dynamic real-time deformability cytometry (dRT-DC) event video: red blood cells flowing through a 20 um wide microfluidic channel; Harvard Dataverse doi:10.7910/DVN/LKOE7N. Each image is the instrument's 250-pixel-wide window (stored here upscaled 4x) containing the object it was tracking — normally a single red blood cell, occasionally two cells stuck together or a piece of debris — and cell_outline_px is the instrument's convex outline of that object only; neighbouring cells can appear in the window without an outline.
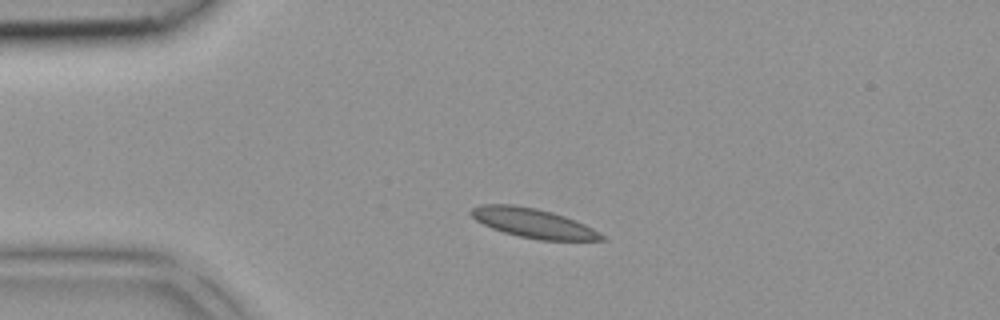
{"species": "common noctule bat (a hibernating species)", "species_latin": "Nyctalus noctula", "temperature_condition": "room temperature", "stored_images_in_passage": 39, "camera_frame_rate_fps": 3000, "um_per_image_px": 0.085, "animal": {"sex": "female", "body_mass_g": 18.4}, "frame": {"image": 1, "passage_image": 6, "time_ms": 1.667, "image_size_px": [1000, 320], "cell_outline_px": [[608, 240], [540, 240], [520, 236], [504, 232], [492, 228], [476, 220], [468, 212], [472, 208], [480, 204], [512, 204], [536, 208], [552, 212], [576, 220], [600, 232]], "centroid_in_image_um": [45.32, 18.95], "position_along_channel_um": 39.7, "area_um2": 22.25}}
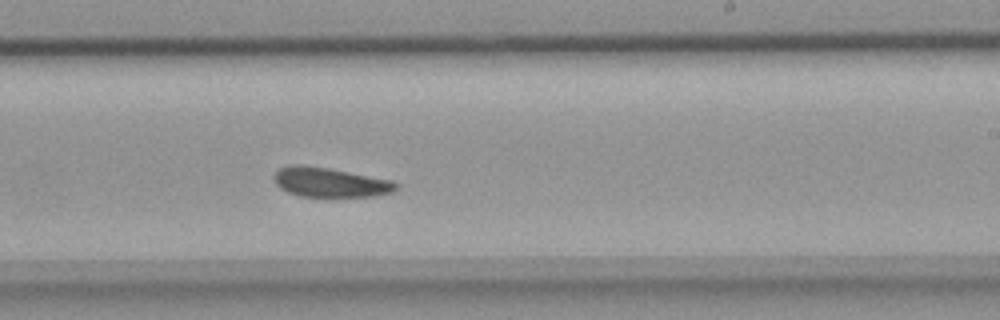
{"frame": {"image": 2, "passage_image": 22, "time_ms": 7.0, "image_size_px": [1000, 320], "cell_outline_px": [[396, 188], [392, 192], [372, 196], [300, 196], [288, 192], [280, 188], [276, 184], [272, 176], [280, 168], [292, 164], [304, 164], [328, 168], [392, 180], [396, 184]], "centroid_in_image_um": [27.99, 15.48], "position_along_channel_um": 261.0, "area_um2": 20.81}}
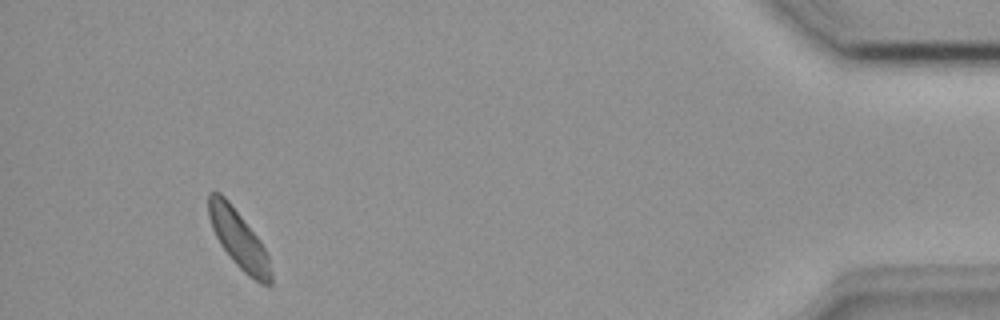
{"frame": {"image": 3, "passage_image": 36, "time_ms": 11.667, "image_size_px": [1000, 320], "cell_outline_px": [[272, 284], [260, 284], [248, 276], [232, 260], [220, 244], [212, 228], [208, 216], [208, 192], [220, 192], [228, 200], [260, 240], [268, 256], [272, 276]], "centroid_in_image_um": [20.28, 20.33], "position_along_channel_um": 414.9, "area_um2": 20.92}}